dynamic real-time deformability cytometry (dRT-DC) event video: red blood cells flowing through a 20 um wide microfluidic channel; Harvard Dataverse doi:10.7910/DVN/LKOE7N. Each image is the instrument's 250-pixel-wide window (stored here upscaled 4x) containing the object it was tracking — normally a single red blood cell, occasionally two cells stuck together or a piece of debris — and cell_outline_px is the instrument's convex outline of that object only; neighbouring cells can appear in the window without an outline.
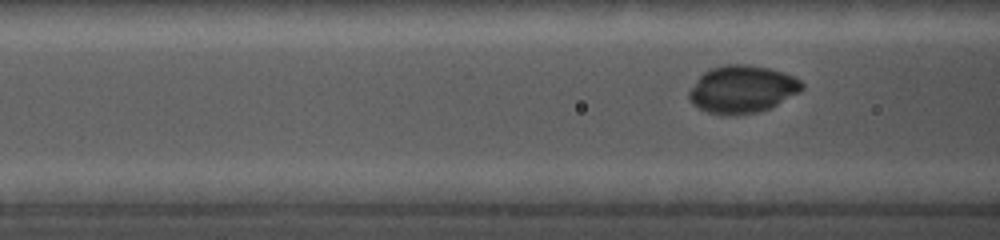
{"species": "common noctule bat (a hibernating species)", "species_latin": "Nyctalus noctula", "temperature_condition": "cold", "stored_images_in_passage": 50, "camera_frame_rate_fps": 5000, "um_per_image_px": 0.085, "animal": {"sex": "female", "body_mass_g": 19.0, "forearm_length_mm": 56.7}, "frame": {"image": 1, "passage_image": 22, "time_ms": 4.2, "image_size_px": [1000, 240], "cell_outline_px": [[804, 88], [800, 92], [768, 108], [756, 112], [732, 116], [720, 116], [708, 112], [700, 108], [688, 96], [688, 92], [696, 80], [704, 72], [712, 68], [724, 64], [744, 64], [768, 68], [792, 76], [800, 80], [804, 84]], "centroid_in_image_um": [63.08, 7.59], "position_along_channel_um": 103.5, "area_um2": 30.98}}
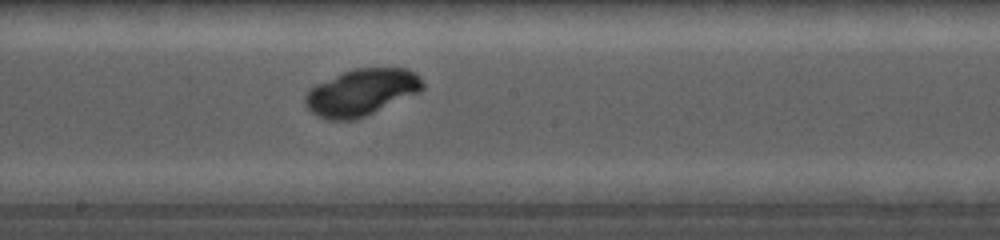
{"frame": {"image": 2, "passage_image": 33, "time_ms": 7.2, "image_size_px": [1000, 240], "cell_outline_px": [[424, 88], [420, 92], [356, 120], [328, 120], [316, 116], [304, 104], [304, 96], [316, 84], [344, 72], [356, 68], [408, 68], [416, 72], [420, 76], [424, 84]], "centroid_in_image_um": [30.75, 7.85], "position_along_channel_um": 217.5, "area_um2": 31.96}}
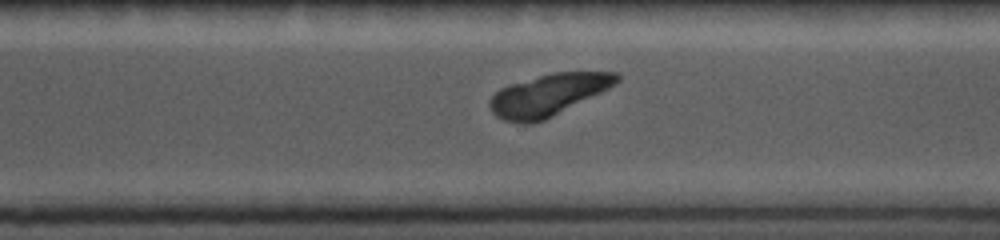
{"frame": {"image": 3, "passage_image": 45, "time_ms": 10.0, "image_size_px": [1000, 240], "cell_outline_px": [[620, 80], [608, 88], [544, 120], [532, 124], [524, 124], [504, 120], [496, 116], [492, 112], [488, 104], [492, 96], [500, 88], [508, 84], [552, 72], [620, 72]], "centroid_in_image_um": [46.56, 8.06], "position_along_channel_um": 324.0, "area_um2": 30.63}}